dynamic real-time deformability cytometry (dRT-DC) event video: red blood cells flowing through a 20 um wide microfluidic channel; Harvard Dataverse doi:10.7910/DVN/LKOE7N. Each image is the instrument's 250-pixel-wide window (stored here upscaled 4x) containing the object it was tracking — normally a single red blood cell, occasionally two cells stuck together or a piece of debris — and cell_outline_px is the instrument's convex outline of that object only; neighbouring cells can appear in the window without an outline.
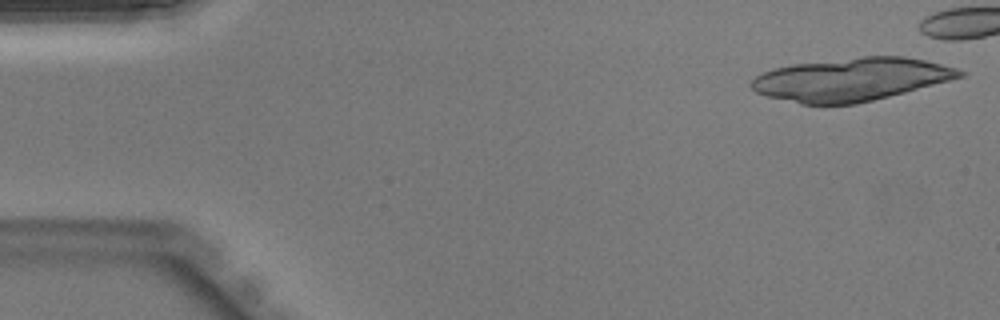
{"species": "Egyptian fruit bat (a non-hibernating species)", "species_latin": "Rousettus aegyptiacus", "temperature_condition": "warm", "stored_images_in_passage": 6, "camera_frame_rate_fps": 3000, "um_per_image_px": 0.085, "animal": {"sex": "male"}, "frame": {"image": 1, "passage_image": 3, "time_ms": 0.667, "image_size_px": [1000, 320], "cell_outline_px": [[936, 80], [896, 92], [864, 100], [840, 104], [812, 104], [884, 60], [912, 60], [928, 64]], "centroid_in_image_um": [74.91, 6.94], "position_along_channel_um": 10.1, "area_um2": 19.65}}